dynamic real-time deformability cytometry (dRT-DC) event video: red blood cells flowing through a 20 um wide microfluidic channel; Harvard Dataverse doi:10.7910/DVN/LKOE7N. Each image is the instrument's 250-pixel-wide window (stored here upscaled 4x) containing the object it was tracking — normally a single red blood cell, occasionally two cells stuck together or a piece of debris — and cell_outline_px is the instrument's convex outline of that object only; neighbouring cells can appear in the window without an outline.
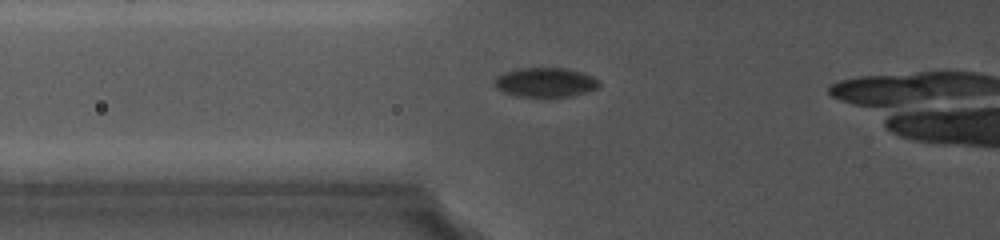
{"species": "common noctule bat (a hibernating species)", "species_latin": "Nyctalus noctula", "temperature_condition": "cold", "stored_images_in_passage": 34, "camera_frame_rate_fps": 5000, "um_per_image_px": 0.085, "animal": {"sex": "female", "body_mass_g": 19.0, "forearm_length_mm": 56.7}, "frame": {"image": 1, "passage_image": 20, "time_ms": 6.0, "image_size_px": [1000, 240], "cell_outline_px": [[600, 88], [588, 92], [572, 96], [516, 96], [504, 92], [496, 88], [496, 76], [504, 72], [516, 68], [568, 68], [592, 76], [600, 80]], "centroid_in_image_um": [46.4, 6.99], "position_along_channel_um": 79.4, "area_um2": 17.98}}